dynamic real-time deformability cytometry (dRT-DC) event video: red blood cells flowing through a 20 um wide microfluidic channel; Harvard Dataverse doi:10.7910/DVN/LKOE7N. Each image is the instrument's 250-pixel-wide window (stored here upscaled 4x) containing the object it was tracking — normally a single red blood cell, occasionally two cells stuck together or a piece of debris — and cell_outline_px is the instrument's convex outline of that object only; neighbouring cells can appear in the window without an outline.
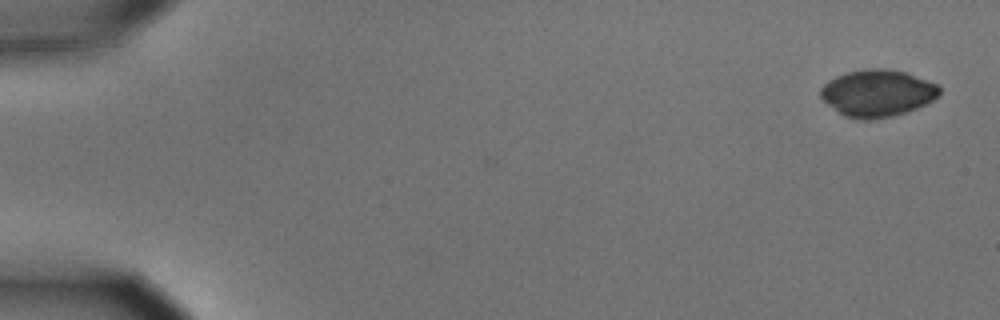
{"species": "common noctule bat (a hibernating species)", "species_latin": "Nyctalus noctula", "temperature_condition": "cold", "stored_images_in_passage": 5, "camera_frame_rate_fps": 3000, "um_per_image_px": 0.085, "animal": {"sex": "male", "body_mass_g": 15.6}, "frame": {"image": 1, "passage_image": 1, "time_ms": 0.0, "image_size_px": [1000, 320], "cell_outline_px": [[940, 96], [916, 108], [892, 116], [868, 120], [860, 120], [844, 116], [828, 104], [820, 96], [820, 88], [828, 80], [836, 76], [848, 72], [868, 68], [888, 68], [904, 72], [940, 84]], "centroid_in_image_um": [74.59, 7.91], "position_along_channel_um": 10.4, "area_um2": 32.54}}